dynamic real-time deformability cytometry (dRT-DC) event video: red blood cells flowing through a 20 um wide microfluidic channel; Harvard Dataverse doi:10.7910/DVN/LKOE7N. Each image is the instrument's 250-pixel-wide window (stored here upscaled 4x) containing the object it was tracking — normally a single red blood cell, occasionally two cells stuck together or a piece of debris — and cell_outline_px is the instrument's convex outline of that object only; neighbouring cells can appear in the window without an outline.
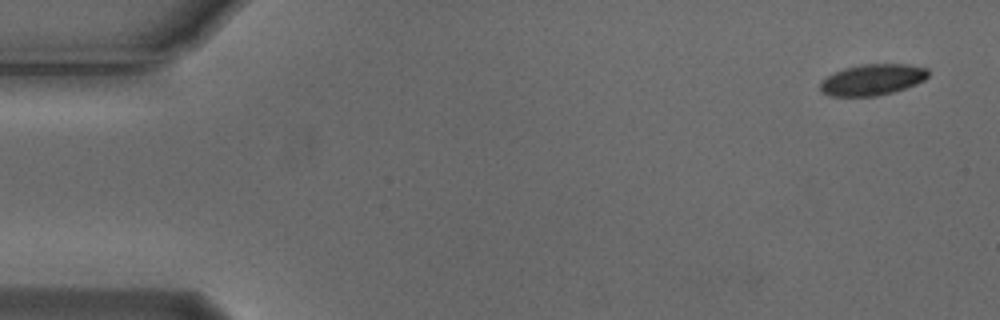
{"species": "Egyptian fruit bat (a non-hibernating species)", "species_latin": "Rousettus aegyptiacus", "temperature_condition": "cold", "stored_images_in_passage": 6, "camera_frame_rate_fps": 3000, "um_per_image_px": 0.085, "animal": {"sex": "male"}, "frame": {"image": 1, "passage_image": 1, "time_ms": 0.0, "image_size_px": [1000, 320], "cell_outline_px": [[928, 76], [924, 80], [916, 84], [892, 92], [876, 96], [828, 96], [820, 92], [820, 80], [844, 68], [860, 64], [908, 64], [928, 68]], "centroid_in_image_um": [74.13, 6.77], "position_along_channel_um": 10.9, "area_um2": 19.65}}
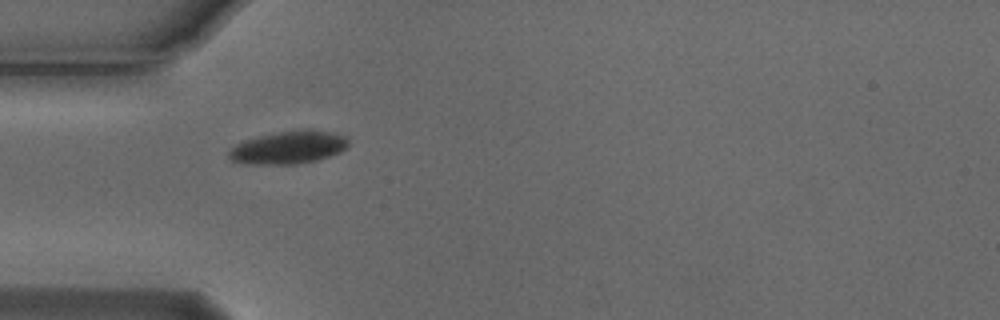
{"frame": {"image": 2, "passage_image": 5, "time_ms": 1.333, "image_size_px": [1000, 320], "cell_outline_px": [[348, 144], [340, 152], [316, 160], [292, 164], [248, 164], [232, 160], [228, 156], [228, 152], [236, 144], [244, 140], [260, 136], [280, 132], [332, 132], [348, 136]], "centroid_in_image_um": [24.49, 12.56], "position_along_channel_um": 60.5, "area_um2": 21.96}}
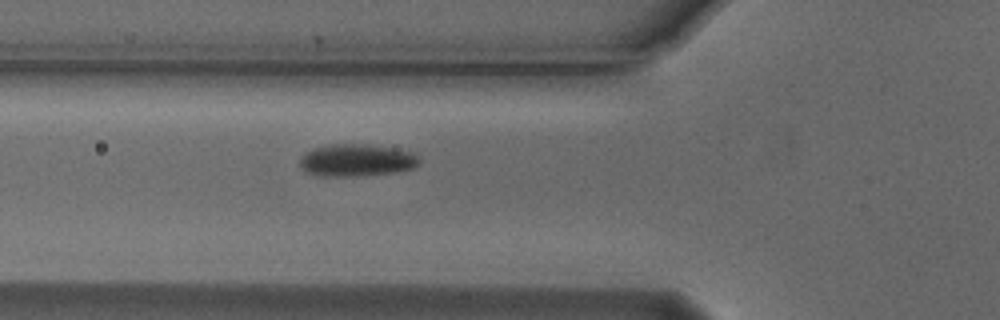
{"frame": {"image": 3, "passage_image": 6, "time_ms": 1.667, "image_size_px": [1000, 320], "cell_outline_px": [[420, 164], [412, 168], [396, 172], [356, 176], [320, 176], [308, 172], [300, 164], [300, 160], [312, 148], [332, 144], [364, 144], [392, 148], [412, 152], [420, 156]], "centroid_in_image_um": [30.37, 13.62], "position_along_channel_um": 95.4, "area_um2": 22.25}}